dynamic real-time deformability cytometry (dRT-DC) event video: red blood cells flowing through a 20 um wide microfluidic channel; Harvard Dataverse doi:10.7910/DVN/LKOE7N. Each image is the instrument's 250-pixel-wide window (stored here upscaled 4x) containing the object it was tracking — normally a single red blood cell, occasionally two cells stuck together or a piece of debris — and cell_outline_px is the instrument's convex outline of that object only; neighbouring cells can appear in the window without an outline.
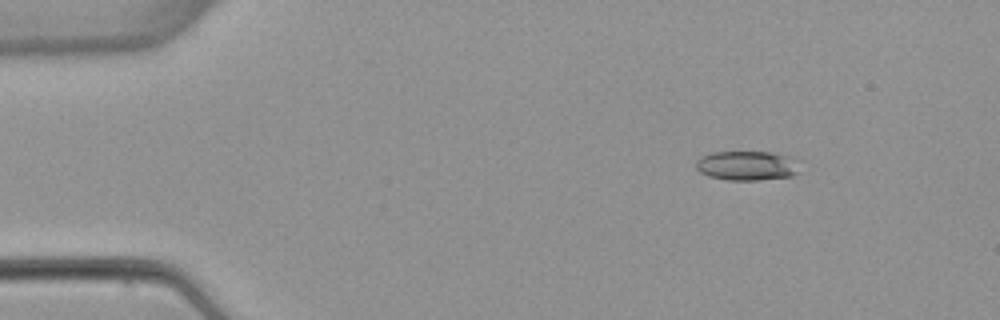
{"species": "common noctule bat (a hibernating species)", "species_latin": "Nyctalus noctula", "temperature_condition": "warm", "stored_images_in_passage": 4, "camera_frame_rate_fps": 3000, "um_per_image_px": 0.085, "animal": {"sex": "female", "body_mass_g": 22.7, "forearm_length_mm": 54.2}, "frame": {"image": 1, "passage_image": 2, "time_ms": 1.333, "image_size_px": [1000, 320], "cell_outline_px": [[800, 172], [792, 176], [760, 180], [728, 180], [708, 176], [700, 172], [696, 168], [696, 160], [700, 156], [712, 152], [772, 152], [792, 156], [796, 160]], "centroid_in_image_um": [63.51, 14.08], "position_along_channel_um": 21.5, "area_um2": 18.09}}